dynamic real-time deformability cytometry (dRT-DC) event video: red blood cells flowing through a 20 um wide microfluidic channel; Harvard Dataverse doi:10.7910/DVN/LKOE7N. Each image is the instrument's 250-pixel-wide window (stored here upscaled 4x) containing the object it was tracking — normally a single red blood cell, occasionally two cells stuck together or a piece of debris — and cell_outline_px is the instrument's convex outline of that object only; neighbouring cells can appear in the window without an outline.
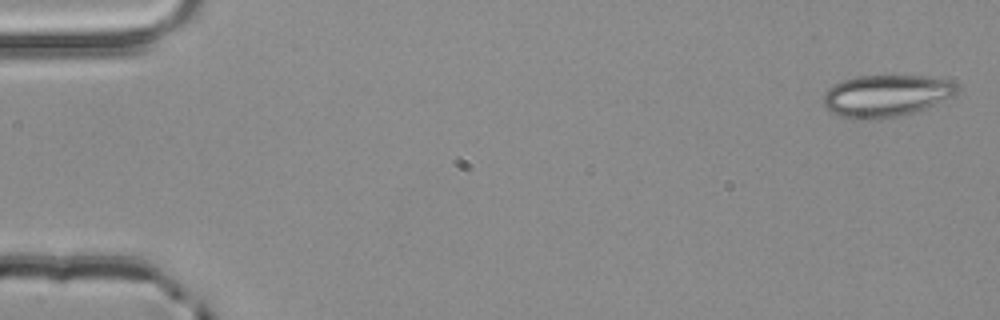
{"species": "common noctule bat (a hibernating species)", "species_latin": "Nyctalus noctula", "temperature_condition": "room temperature", "stored_images_in_passage": 3, "camera_frame_rate_fps": 3000, "um_per_image_px": 0.085, "animal": {"sex": "male", "body_mass_g": 20.4}, "frame": {"image": 1, "passage_image": 1, "time_ms": 0.0, "image_size_px": [1000, 320], "cell_outline_px": [[960, 88], [952, 96], [924, 108], [912, 112], [880, 120], [852, 120], [840, 116], [832, 112], [824, 104], [824, 92], [828, 88], [844, 80], [856, 76], [928, 76], [952, 80]], "centroid_in_image_um": [75.31, 8.14], "position_along_channel_um": 9.7, "area_um2": 32.66}}
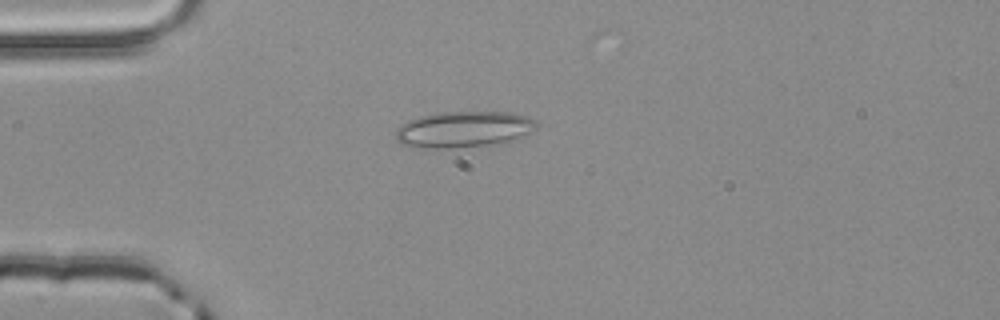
{"frame": {"image": 2, "passage_image": 3, "time_ms": 0.667, "image_size_px": [1000, 320], "cell_outline_px": [[536, 128], [532, 132], [520, 140], [500, 144], [452, 148], [416, 148], [400, 144], [396, 140], [396, 128], [400, 124], [408, 120], [420, 116], [440, 112], [508, 112], [528, 116], [536, 120]], "centroid_in_image_um": [39.44, 11.01], "position_along_channel_um": 45.6, "area_um2": 30.46}}